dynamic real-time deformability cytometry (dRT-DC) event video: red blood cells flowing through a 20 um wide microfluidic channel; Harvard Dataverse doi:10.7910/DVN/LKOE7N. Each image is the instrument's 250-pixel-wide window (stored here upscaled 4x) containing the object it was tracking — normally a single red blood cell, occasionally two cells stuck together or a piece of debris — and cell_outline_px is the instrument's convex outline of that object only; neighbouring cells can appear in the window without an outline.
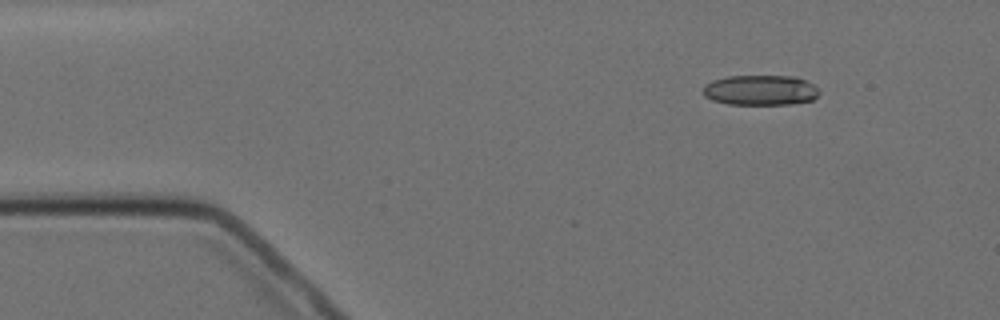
{"species": "Egyptian fruit bat (a non-hibernating species)", "species_latin": "Rousettus aegyptiacus", "temperature_condition": "cold", "stored_images_in_passage": 6, "camera_frame_rate_fps": 3000, "um_per_image_px": 0.085, "animal": {"sex": "female"}, "frame": {"image": 1, "passage_image": 2, "time_ms": 1.333, "image_size_px": [1000, 320], "cell_outline_px": [[820, 92], [812, 100], [792, 104], [728, 104], [712, 100], [704, 96], [704, 84], [712, 80], [728, 76], [796, 76], [812, 84]], "centroid_in_image_um": [64.61, 7.66], "position_along_channel_um": 20.4, "area_um2": 20.4}}
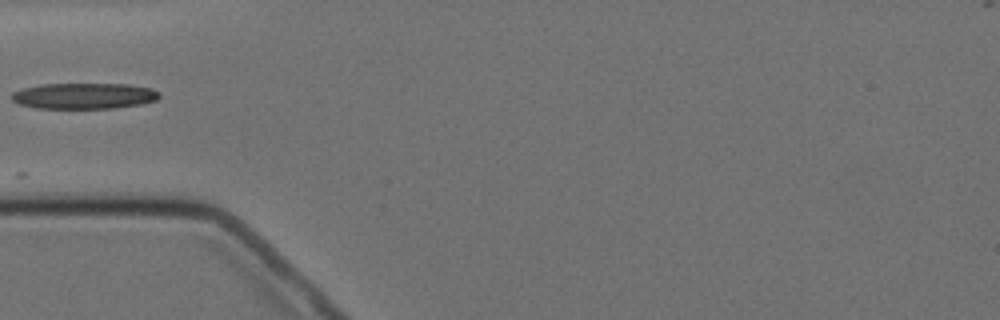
{"frame": {"image": 2, "passage_image": 5, "time_ms": 5.0, "image_size_px": [1000, 320], "cell_outline_px": [[160, 96], [156, 100], [140, 104], [116, 108], [36, 108], [20, 104], [12, 100], [12, 92], [24, 88], [40, 84], [128, 84], [152, 88], [160, 92]], "centroid_in_image_um": [7.17, 8.15], "position_along_channel_um": 77.8, "area_um2": 22.31}}